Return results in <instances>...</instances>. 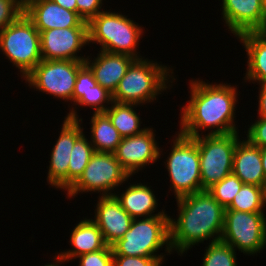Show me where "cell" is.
<instances>
[{"instance_id":"cell-1","label":"cell","mask_w":266,"mask_h":266,"mask_svg":"<svg viewBox=\"0 0 266 266\" xmlns=\"http://www.w3.org/2000/svg\"><path fill=\"white\" fill-rule=\"evenodd\" d=\"M190 101L181 108L180 133L190 138L200 136L199 130H210L207 135H225L237 131L234 123L237 88L229 84H209L202 80L190 81Z\"/></svg>"},{"instance_id":"cell-2","label":"cell","mask_w":266,"mask_h":266,"mask_svg":"<svg viewBox=\"0 0 266 266\" xmlns=\"http://www.w3.org/2000/svg\"><path fill=\"white\" fill-rule=\"evenodd\" d=\"M178 218L170 217V247L181 255L195 244L212 238L220 241L225 208L207 191L189 194L176 199ZM176 220V221H175Z\"/></svg>"},{"instance_id":"cell-3","label":"cell","mask_w":266,"mask_h":266,"mask_svg":"<svg viewBox=\"0 0 266 266\" xmlns=\"http://www.w3.org/2000/svg\"><path fill=\"white\" fill-rule=\"evenodd\" d=\"M148 59H136L112 94V100L119 103L143 105L153 102L156 96L167 90L173 70ZM172 71V72H171ZM171 73V75H170ZM169 76V77H168Z\"/></svg>"},{"instance_id":"cell-4","label":"cell","mask_w":266,"mask_h":266,"mask_svg":"<svg viewBox=\"0 0 266 266\" xmlns=\"http://www.w3.org/2000/svg\"><path fill=\"white\" fill-rule=\"evenodd\" d=\"M127 17L118 12H100L88 22V44L94 42L103 51L142 59L136 50L143 29Z\"/></svg>"},{"instance_id":"cell-5","label":"cell","mask_w":266,"mask_h":266,"mask_svg":"<svg viewBox=\"0 0 266 266\" xmlns=\"http://www.w3.org/2000/svg\"><path fill=\"white\" fill-rule=\"evenodd\" d=\"M169 221L170 216L133 219L129 230L112 245L113 255L165 259L163 253L158 255L156 252L165 244V252H172Z\"/></svg>"},{"instance_id":"cell-6","label":"cell","mask_w":266,"mask_h":266,"mask_svg":"<svg viewBox=\"0 0 266 266\" xmlns=\"http://www.w3.org/2000/svg\"><path fill=\"white\" fill-rule=\"evenodd\" d=\"M0 50L25 78L42 60L40 32L23 13L0 31Z\"/></svg>"},{"instance_id":"cell-7","label":"cell","mask_w":266,"mask_h":266,"mask_svg":"<svg viewBox=\"0 0 266 266\" xmlns=\"http://www.w3.org/2000/svg\"><path fill=\"white\" fill-rule=\"evenodd\" d=\"M174 138L166 168L175 198L201 192L200 155L194 138L180 132Z\"/></svg>"},{"instance_id":"cell-8","label":"cell","mask_w":266,"mask_h":266,"mask_svg":"<svg viewBox=\"0 0 266 266\" xmlns=\"http://www.w3.org/2000/svg\"><path fill=\"white\" fill-rule=\"evenodd\" d=\"M238 134L200 135L194 138L200 155L201 191L232 173L234 151L240 140Z\"/></svg>"},{"instance_id":"cell-9","label":"cell","mask_w":266,"mask_h":266,"mask_svg":"<svg viewBox=\"0 0 266 266\" xmlns=\"http://www.w3.org/2000/svg\"><path fill=\"white\" fill-rule=\"evenodd\" d=\"M130 175L123 169L114 153L95 152L84 169L83 174L67 190V197L78 193L97 192L101 196H111L114 188L129 179Z\"/></svg>"},{"instance_id":"cell-10","label":"cell","mask_w":266,"mask_h":266,"mask_svg":"<svg viewBox=\"0 0 266 266\" xmlns=\"http://www.w3.org/2000/svg\"><path fill=\"white\" fill-rule=\"evenodd\" d=\"M221 241L247 255L260 253L266 246V218L264 212L225 210Z\"/></svg>"},{"instance_id":"cell-11","label":"cell","mask_w":266,"mask_h":266,"mask_svg":"<svg viewBox=\"0 0 266 266\" xmlns=\"http://www.w3.org/2000/svg\"><path fill=\"white\" fill-rule=\"evenodd\" d=\"M84 65L85 61L42 59L24 80L28 86L70 102L76 76Z\"/></svg>"},{"instance_id":"cell-12","label":"cell","mask_w":266,"mask_h":266,"mask_svg":"<svg viewBox=\"0 0 266 266\" xmlns=\"http://www.w3.org/2000/svg\"><path fill=\"white\" fill-rule=\"evenodd\" d=\"M64 119L59 138L50 154L47 182L55 188L66 191L71 151L75 141L83 134V127L80 124L82 118H79L74 107Z\"/></svg>"},{"instance_id":"cell-13","label":"cell","mask_w":266,"mask_h":266,"mask_svg":"<svg viewBox=\"0 0 266 266\" xmlns=\"http://www.w3.org/2000/svg\"><path fill=\"white\" fill-rule=\"evenodd\" d=\"M85 45H88V27L54 28L40 32L43 60L85 61V56H77Z\"/></svg>"},{"instance_id":"cell-14","label":"cell","mask_w":266,"mask_h":266,"mask_svg":"<svg viewBox=\"0 0 266 266\" xmlns=\"http://www.w3.org/2000/svg\"><path fill=\"white\" fill-rule=\"evenodd\" d=\"M155 140L154 130L149 127L140 134L121 139L114 155L130 177L160 158L162 151Z\"/></svg>"},{"instance_id":"cell-15","label":"cell","mask_w":266,"mask_h":266,"mask_svg":"<svg viewBox=\"0 0 266 266\" xmlns=\"http://www.w3.org/2000/svg\"><path fill=\"white\" fill-rule=\"evenodd\" d=\"M24 14L39 32L54 28L88 27L77 12L67 10L52 0H27Z\"/></svg>"},{"instance_id":"cell-16","label":"cell","mask_w":266,"mask_h":266,"mask_svg":"<svg viewBox=\"0 0 266 266\" xmlns=\"http://www.w3.org/2000/svg\"><path fill=\"white\" fill-rule=\"evenodd\" d=\"M133 218L121 207L114 195L99 196L94 222L108 246H112L129 230Z\"/></svg>"},{"instance_id":"cell-17","label":"cell","mask_w":266,"mask_h":266,"mask_svg":"<svg viewBox=\"0 0 266 266\" xmlns=\"http://www.w3.org/2000/svg\"><path fill=\"white\" fill-rule=\"evenodd\" d=\"M222 15L235 37L263 30L262 0H222Z\"/></svg>"},{"instance_id":"cell-18","label":"cell","mask_w":266,"mask_h":266,"mask_svg":"<svg viewBox=\"0 0 266 266\" xmlns=\"http://www.w3.org/2000/svg\"><path fill=\"white\" fill-rule=\"evenodd\" d=\"M135 60L134 57L127 54L100 50L94 60H90L88 56L85 59V64L93 72L98 84L113 94L119 81L126 75L128 68Z\"/></svg>"},{"instance_id":"cell-19","label":"cell","mask_w":266,"mask_h":266,"mask_svg":"<svg viewBox=\"0 0 266 266\" xmlns=\"http://www.w3.org/2000/svg\"><path fill=\"white\" fill-rule=\"evenodd\" d=\"M232 173L243 184H253L261 187L265 181L261 148L251 144L246 139L239 140L234 151Z\"/></svg>"},{"instance_id":"cell-20","label":"cell","mask_w":266,"mask_h":266,"mask_svg":"<svg viewBox=\"0 0 266 266\" xmlns=\"http://www.w3.org/2000/svg\"><path fill=\"white\" fill-rule=\"evenodd\" d=\"M248 57L245 79L266 85V30L250 31L236 36Z\"/></svg>"},{"instance_id":"cell-21","label":"cell","mask_w":266,"mask_h":266,"mask_svg":"<svg viewBox=\"0 0 266 266\" xmlns=\"http://www.w3.org/2000/svg\"><path fill=\"white\" fill-rule=\"evenodd\" d=\"M119 201L121 207L133 218H149L153 216H168L165 210L157 214L154 213L157 208V199L150 187L142 183L131 184L121 195L113 194ZM120 195V196H119Z\"/></svg>"},{"instance_id":"cell-22","label":"cell","mask_w":266,"mask_h":266,"mask_svg":"<svg viewBox=\"0 0 266 266\" xmlns=\"http://www.w3.org/2000/svg\"><path fill=\"white\" fill-rule=\"evenodd\" d=\"M69 242L73 249L59 253L66 262L83 254L99 251L107 246L99 227L93 219L87 218L76 224L71 232Z\"/></svg>"},{"instance_id":"cell-23","label":"cell","mask_w":266,"mask_h":266,"mask_svg":"<svg viewBox=\"0 0 266 266\" xmlns=\"http://www.w3.org/2000/svg\"><path fill=\"white\" fill-rule=\"evenodd\" d=\"M91 141L95 152L114 153L122 137L112 125L105 112L93 113L91 117Z\"/></svg>"},{"instance_id":"cell-24","label":"cell","mask_w":266,"mask_h":266,"mask_svg":"<svg viewBox=\"0 0 266 266\" xmlns=\"http://www.w3.org/2000/svg\"><path fill=\"white\" fill-rule=\"evenodd\" d=\"M137 106L112 101L111 106L105 111L122 138L137 135L146 130V128L140 129L141 119L134 110Z\"/></svg>"},{"instance_id":"cell-25","label":"cell","mask_w":266,"mask_h":266,"mask_svg":"<svg viewBox=\"0 0 266 266\" xmlns=\"http://www.w3.org/2000/svg\"><path fill=\"white\" fill-rule=\"evenodd\" d=\"M95 150L84 135V133L75 141L70 155L68 166V189L83 174L85 167L89 163Z\"/></svg>"},{"instance_id":"cell-26","label":"cell","mask_w":266,"mask_h":266,"mask_svg":"<svg viewBox=\"0 0 266 266\" xmlns=\"http://www.w3.org/2000/svg\"><path fill=\"white\" fill-rule=\"evenodd\" d=\"M262 190L260 186L243 184L240 191L234 196L232 203L225 210L242 212H264Z\"/></svg>"},{"instance_id":"cell-27","label":"cell","mask_w":266,"mask_h":266,"mask_svg":"<svg viewBox=\"0 0 266 266\" xmlns=\"http://www.w3.org/2000/svg\"><path fill=\"white\" fill-rule=\"evenodd\" d=\"M202 266H237L236 250L223 241L210 242Z\"/></svg>"},{"instance_id":"cell-28","label":"cell","mask_w":266,"mask_h":266,"mask_svg":"<svg viewBox=\"0 0 266 266\" xmlns=\"http://www.w3.org/2000/svg\"><path fill=\"white\" fill-rule=\"evenodd\" d=\"M242 185V181L231 173L213 184L207 191L226 209L232 203L234 196L240 191Z\"/></svg>"},{"instance_id":"cell-29","label":"cell","mask_w":266,"mask_h":266,"mask_svg":"<svg viewBox=\"0 0 266 266\" xmlns=\"http://www.w3.org/2000/svg\"><path fill=\"white\" fill-rule=\"evenodd\" d=\"M112 94L103 88L100 84L91 88L83 95V97L75 104L81 106H90L94 108V113L105 112L109 106H105L104 103H112Z\"/></svg>"},{"instance_id":"cell-30","label":"cell","mask_w":266,"mask_h":266,"mask_svg":"<svg viewBox=\"0 0 266 266\" xmlns=\"http://www.w3.org/2000/svg\"><path fill=\"white\" fill-rule=\"evenodd\" d=\"M98 82L95 80L93 72L85 64L76 76L75 88L72 95V101L75 105L88 90L95 87Z\"/></svg>"},{"instance_id":"cell-31","label":"cell","mask_w":266,"mask_h":266,"mask_svg":"<svg viewBox=\"0 0 266 266\" xmlns=\"http://www.w3.org/2000/svg\"><path fill=\"white\" fill-rule=\"evenodd\" d=\"M24 13V7L17 0H0V31L15 22Z\"/></svg>"},{"instance_id":"cell-32","label":"cell","mask_w":266,"mask_h":266,"mask_svg":"<svg viewBox=\"0 0 266 266\" xmlns=\"http://www.w3.org/2000/svg\"><path fill=\"white\" fill-rule=\"evenodd\" d=\"M76 258L80 260L78 266H112L113 249L112 246L107 245L99 251L83 254Z\"/></svg>"},{"instance_id":"cell-33","label":"cell","mask_w":266,"mask_h":266,"mask_svg":"<svg viewBox=\"0 0 266 266\" xmlns=\"http://www.w3.org/2000/svg\"><path fill=\"white\" fill-rule=\"evenodd\" d=\"M162 262L155 257L113 255L112 266H161Z\"/></svg>"},{"instance_id":"cell-34","label":"cell","mask_w":266,"mask_h":266,"mask_svg":"<svg viewBox=\"0 0 266 266\" xmlns=\"http://www.w3.org/2000/svg\"><path fill=\"white\" fill-rule=\"evenodd\" d=\"M247 131V140L259 148L266 147V118L258 117Z\"/></svg>"},{"instance_id":"cell-35","label":"cell","mask_w":266,"mask_h":266,"mask_svg":"<svg viewBox=\"0 0 266 266\" xmlns=\"http://www.w3.org/2000/svg\"><path fill=\"white\" fill-rule=\"evenodd\" d=\"M76 4L77 13L87 23L102 12V0H76Z\"/></svg>"},{"instance_id":"cell-36","label":"cell","mask_w":266,"mask_h":266,"mask_svg":"<svg viewBox=\"0 0 266 266\" xmlns=\"http://www.w3.org/2000/svg\"><path fill=\"white\" fill-rule=\"evenodd\" d=\"M259 91L258 115L266 118V85H260Z\"/></svg>"},{"instance_id":"cell-37","label":"cell","mask_w":266,"mask_h":266,"mask_svg":"<svg viewBox=\"0 0 266 266\" xmlns=\"http://www.w3.org/2000/svg\"><path fill=\"white\" fill-rule=\"evenodd\" d=\"M52 1L67 10L77 12L76 0H52Z\"/></svg>"},{"instance_id":"cell-38","label":"cell","mask_w":266,"mask_h":266,"mask_svg":"<svg viewBox=\"0 0 266 266\" xmlns=\"http://www.w3.org/2000/svg\"><path fill=\"white\" fill-rule=\"evenodd\" d=\"M261 161H262V167H263V171H264V176L266 179V147L265 148H261Z\"/></svg>"},{"instance_id":"cell-39","label":"cell","mask_w":266,"mask_h":266,"mask_svg":"<svg viewBox=\"0 0 266 266\" xmlns=\"http://www.w3.org/2000/svg\"><path fill=\"white\" fill-rule=\"evenodd\" d=\"M55 256L56 257H54V258H55L56 262H54L53 264L49 263V264L44 265V266H59L61 262L64 263L66 261L63 257L58 255V253ZM58 263H59V265H58Z\"/></svg>"},{"instance_id":"cell-40","label":"cell","mask_w":266,"mask_h":266,"mask_svg":"<svg viewBox=\"0 0 266 266\" xmlns=\"http://www.w3.org/2000/svg\"><path fill=\"white\" fill-rule=\"evenodd\" d=\"M263 8V30H266V0H262Z\"/></svg>"},{"instance_id":"cell-41","label":"cell","mask_w":266,"mask_h":266,"mask_svg":"<svg viewBox=\"0 0 266 266\" xmlns=\"http://www.w3.org/2000/svg\"><path fill=\"white\" fill-rule=\"evenodd\" d=\"M261 190H262V199H263V203H264V206H266V179L265 181L263 182L262 186H261Z\"/></svg>"},{"instance_id":"cell-42","label":"cell","mask_w":266,"mask_h":266,"mask_svg":"<svg viewBox=\"0 0 266 266\" xmlns=\"http://www.w3.org/2000/svg\"><path fill=\"white\" fill-rule=\"evenodd\" d=\"M17 1L24 7L27 0H17Z\"/></svg>"}]
</instances>
